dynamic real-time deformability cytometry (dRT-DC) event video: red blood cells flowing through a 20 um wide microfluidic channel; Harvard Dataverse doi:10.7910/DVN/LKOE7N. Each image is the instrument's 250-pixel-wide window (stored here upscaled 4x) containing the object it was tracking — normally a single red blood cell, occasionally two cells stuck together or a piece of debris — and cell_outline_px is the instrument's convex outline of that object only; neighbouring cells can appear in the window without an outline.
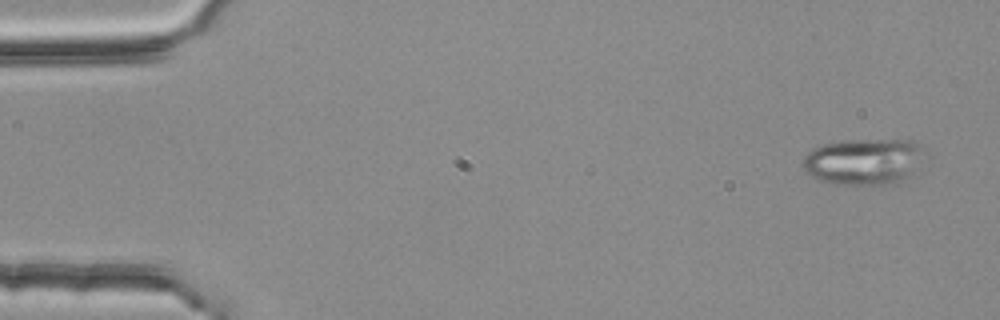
{"species": "common noctule bat (a hibernating species)", "species_latin": "Nyctalus noctula", "temperature_condition": "room temperature", "stored_images_in_passage": 4, "camera_frame_rate_fps": 3000, "um_per_image_px": 0.085, "animal": {"sex": "female", "body_mass_g": 25.1}, "frame": {"image": 1, "passage_image": 1, "time_ms": 0.0, "image_size_px": [1000, 320], "cell_outline_px": [[924, 144], [904, 180], [900, 184], [836, 184], [820, 180], [812, 176], [804, 168], [804, 156], [812, 148], [824, 144], [848, 140], [912, 140]], "centroid_in_image_um": [73.33, 13.72], "position_along_channel_um": 11.7, "area_um2": 31.91}}